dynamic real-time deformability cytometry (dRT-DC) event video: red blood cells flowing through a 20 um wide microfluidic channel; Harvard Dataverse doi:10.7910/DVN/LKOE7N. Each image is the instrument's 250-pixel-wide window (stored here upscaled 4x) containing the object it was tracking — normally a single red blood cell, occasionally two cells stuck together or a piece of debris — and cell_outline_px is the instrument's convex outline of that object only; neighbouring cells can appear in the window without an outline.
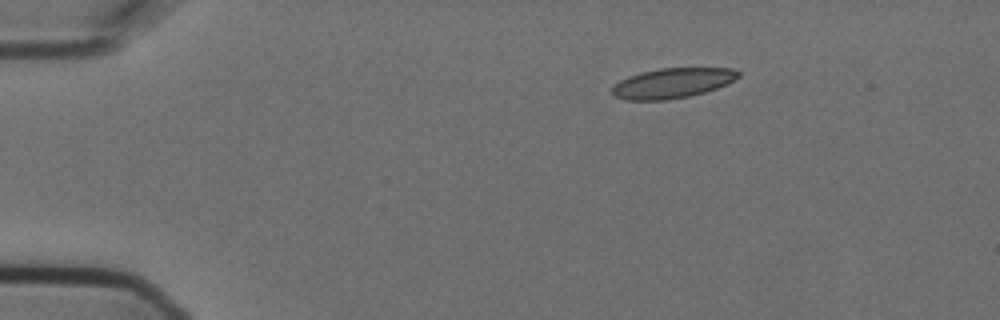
{"species": "Egyptian fruit bat (a non-hibernating species)", "species_latin": "Rousettus aegyptiacus", "temperature_condition": "cold", "stored_images_in_passage": 3, "camera_frame_rate_fps": 3000, "um_per_image_px": 0.085, "animal": {"sex": "female"}, "frame": {"image": 1, "passage_image": 1, "time_ms": 0.0, "image_size_px": [1000, 320], "cell_outline_px": [[740, 76], [736, 80], [728, 84], [704, 92], [688, 96], [668, 100], [624, 100], [612, 96], [612, 84], [628, 76], [640, 72], [660, 68], [732, 68], [740, 72]], "centroid_in_image_um": [57.13, 7.06], "position_along_channel_um": 27.9, "area_um2": 22.37}}